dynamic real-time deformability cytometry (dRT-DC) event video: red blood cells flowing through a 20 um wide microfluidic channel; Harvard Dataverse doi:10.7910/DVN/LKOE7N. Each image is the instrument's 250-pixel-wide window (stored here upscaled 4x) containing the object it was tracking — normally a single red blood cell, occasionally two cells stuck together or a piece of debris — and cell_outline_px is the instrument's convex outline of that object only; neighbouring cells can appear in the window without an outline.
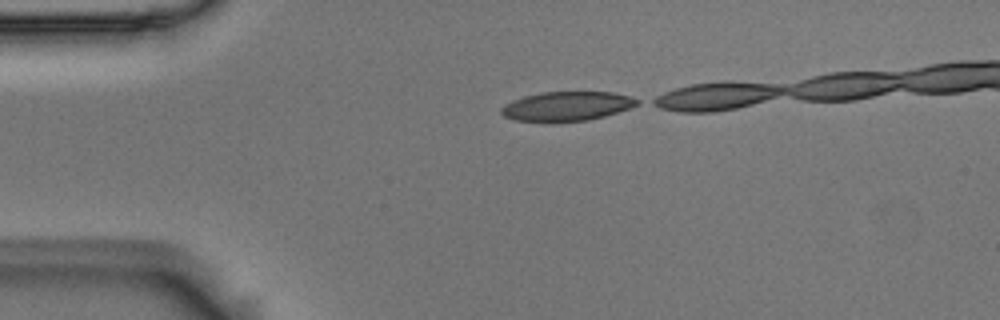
{"species": "Egyptian fruit bat (a non-hibernating species)", "species_latin": "Rousettus aegyptiacus", "temperature_condition": "room temperature", "stored_images_in_passage": 13, "camera_frame_rate_fps": 3000, "um_per_image_px": 0.085, "animal": {"sex": "male"}, "frame": {"image": 1, "passage_image": 1, "time_ms": 0.0, "image_size_px": [1000, 320], "cell_outline_px": [[640, 104], [604, 116], [588, 120], [516, 120], [504, 116], [500, 112], [500, 108], [504, 104], [512, 100], [524, 96], [540, 92], [612, 92], [628, 96], [640, 100]], "centroid_in_image_um": [48.17, 9.0], "position_along_channel_um": 36.8, "area_um2": 22.66}}
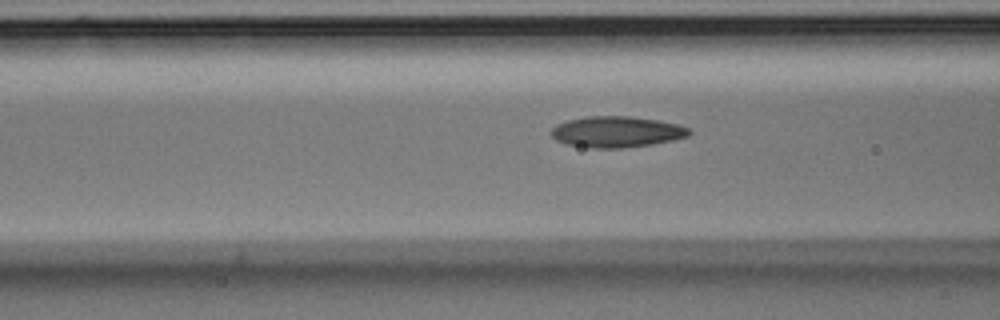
{"frame": {"image": 2, "passage_image": 10, "time_ms": 3.0, "image_size_px": [1000, 320], "cell_outline_px": [[692, 132], [688, 136], [672, 140], [652, 144], [620, 148], [588, 148], [568, 144], [556, 140], [548, 132], [556, 124], [568, 120], [588, 116], [628, 116], [660, 120], [676, 124], [688, 128]], "centroid_in_image_um": [52.38, 11.2], "position_along_channel_um": 114.2, "area_um2": 24.97}}